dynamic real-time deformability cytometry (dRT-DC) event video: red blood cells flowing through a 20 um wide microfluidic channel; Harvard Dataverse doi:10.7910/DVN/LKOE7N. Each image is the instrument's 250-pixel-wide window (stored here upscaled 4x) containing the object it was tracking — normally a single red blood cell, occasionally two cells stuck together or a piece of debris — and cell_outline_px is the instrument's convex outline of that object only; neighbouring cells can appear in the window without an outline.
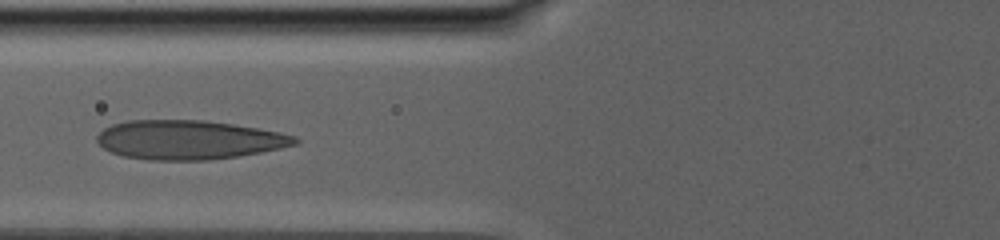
{"species": "human", "species_latin": "Homo sapiens", "temperature_condition": "warm", "stored_images_in_passage": 42, "camera_frame_rate_fps": 3000, "um_per_image_px": 0.085, "donor": {"sex": "male"}, "frame": {"image": 1, "passage_image": 15, "time_ms": 10.333, "image_size_px": [1000, 240], "cell_outline_px": [[300, 144], [240, 156], [208, 160], [148, 160], [124, 156], [112, 152], [104, 148], [96, 140], [96, 136], [104, 128], [112, 124], [128, 120], [204, 120], [232, 124], [280, 132], [296, 136], [300, 140]], "centroid_in_image_um": [16.07, 11.88], "position_along_channel_um": 109.7, "area_um2": 45.2}}
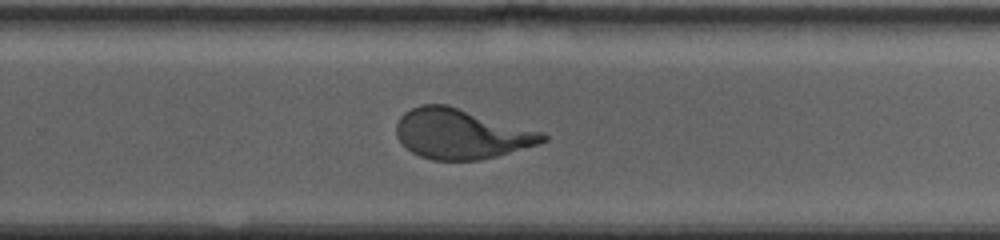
{"frame": {"image": 2, "passage_image": 29, "time_ms": 17.333, "image_size_px": [1000, 240], "cell_outline_px": [[548, 140], [536, 144], [496, 156], [480, 160], [432, 160], [420, 156], [412, 152], [396, 136], [396, 124], [400, 116], [404, 112], [420, 104], [448, 104], [544, 132], [548, 136]], "centroid_in_image_um": [39.19, 11.36], "position_along_channel_um": 290.6, "area_um2": 42.66}}
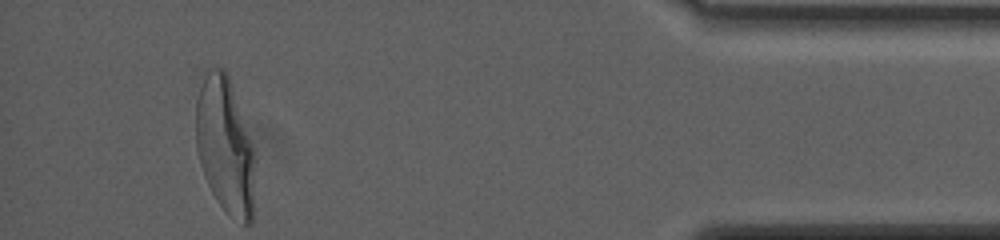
{"frame": {"image": 3, "passage_image": 42, "time_ms": 24.0, "image_size_px": [1000, 240], "cell_outline_px": [[252, 224], [244, 224], [228, 216], [216, 200], [204, 176], [200, 164], [196, 148], [196, 100], [204, 68], [224, 68], [228, 76], [252, 144]], "centroid_in_image_um": [19.07, 12.36], "position_along_channel_um": 416.1, "area_um2": 46.3}, "authors_computed_cell_mechanics": {"area_um2": 43.9569, "velocity_mm_per_s": 2.5856, "shape_relaxation_time_tau1_ms": 6.8798, "shape_relaxation_time_tau2_ms": null, "deformation_change_tau1": 0.2294, "deformation_change_tau2": null}}